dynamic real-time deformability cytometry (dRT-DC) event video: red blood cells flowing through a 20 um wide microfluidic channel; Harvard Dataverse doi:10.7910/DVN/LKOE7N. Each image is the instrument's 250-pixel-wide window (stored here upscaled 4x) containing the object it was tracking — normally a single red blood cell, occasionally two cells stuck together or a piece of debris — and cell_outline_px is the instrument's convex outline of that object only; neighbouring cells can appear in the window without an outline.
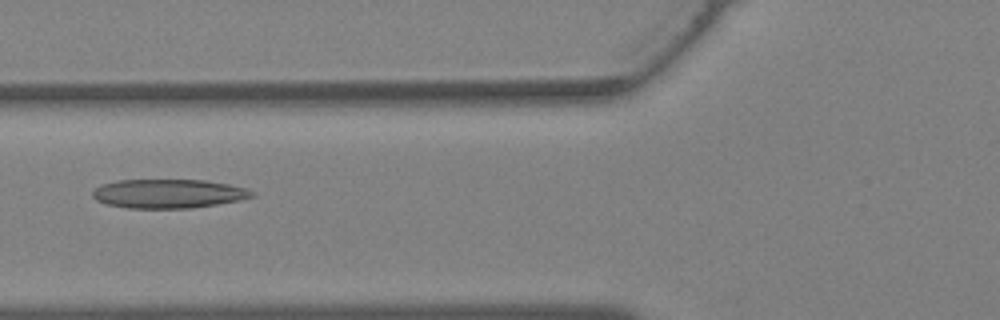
{"species": "Egyptian fruit bat (a non-hibernating species)", "species_latin": "Rousettus aegyptiacus", "temperature_condition": "warm", "stored_images_in_passage": 38, "camera_frame_rate_fps": 3000, "um_per_image_px": 0.085, "animal": {"sex": "female"}, "frame": {"image": 1, "passage_image": 15, "time_ms": 4.667, "image_size_px": [1000, 320], "cell_outline_px": [[256, 196], [240, 200], [192, 208], [128, 208], [104, 204], [96, 200], [92, 196], [92, 192], [96, 188], [104, 184], [116, 180], [204, 180], [228, 184], [244, 188], [256, 192]], "centroid_in_image_um": [14.32, 16.46], "position_along_channel_um": 111.5, "area_um2": 26.93}}
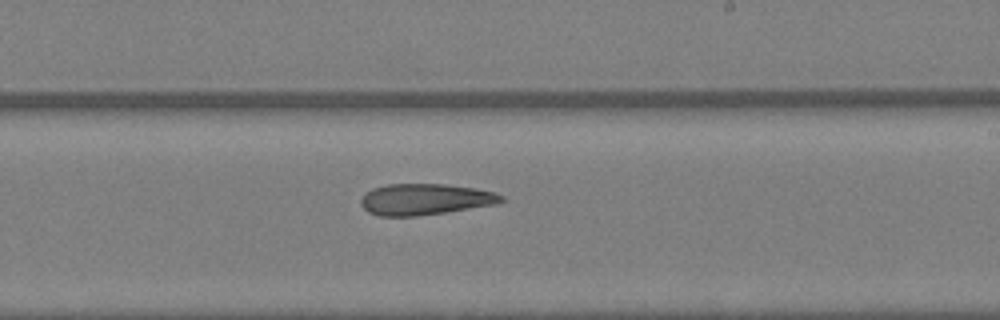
{"frame": {"image": 2, "passage_image": 23, "time_ms": 7.333, "image_size_px": [1000, 320], "cell_outline_px": [[504, 200], [496, 204], [420, 216], [380, 216], [368, 212], [360, 204], [360, 200], [372, 188], [388, 184], [444, 184], [472, 188], [496, 192], [504, 196]], "centroid_in_image_um": [36.13, 16.94], "position_along_channel_um": 252.9, "area_um2": 25.43}}
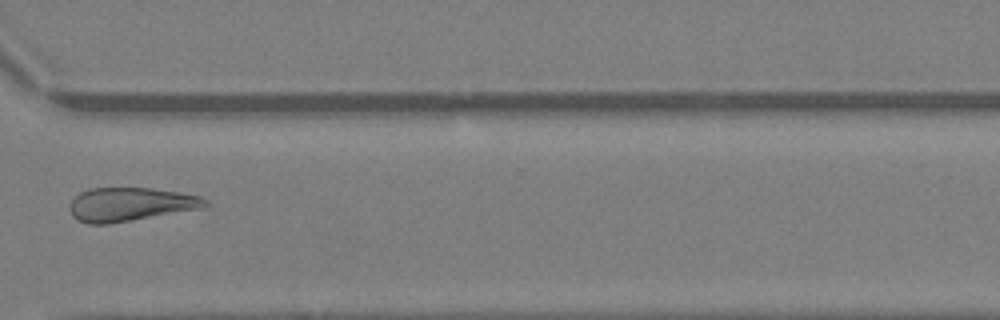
{"frame": {"image": 3, "passage_image": 29, "time_ms": 9.333, "image_size_px": [1000, 320], "cell_outline_px": [[208, 204], [204, 208], [108, 224], [88, 224], [72, 216], [68, 208], [72, 200], [80, 192], [92, 188], [152, 188], [180, 192], [200, 196], [208, 200]], "centroid_in_image_um": [11.09, 17.37], "position_along_channel_um": 359.5, "area_um2": 26.59}}